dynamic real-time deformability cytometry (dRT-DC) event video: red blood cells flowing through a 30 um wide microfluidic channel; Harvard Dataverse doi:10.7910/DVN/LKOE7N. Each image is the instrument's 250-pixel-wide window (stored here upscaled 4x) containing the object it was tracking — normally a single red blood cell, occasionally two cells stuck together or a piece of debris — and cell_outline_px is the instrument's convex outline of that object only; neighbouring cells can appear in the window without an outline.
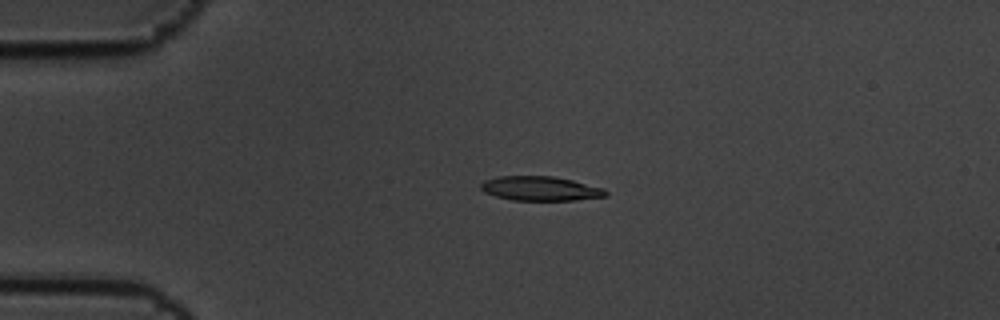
{"species": "common noctule bat (a hibernating species)", "species_latin": "Nyctalus noctula", "temperature_condition": "cold", "stored_images_in_passage": 5, "camera_frame_rate_fps": 3000, "um_per_image_px": 0.085, "animal": {"sex": "male", "body_mass_g": 19.5, "forearm_length_mm": 54.6}, "frame": {"image": 1, "passage_image": 4, "time_ms": 1.0, "image_size_px": [1000, 320], "cell_outline_px": [[608, 196], [576, 200], [512, 200], [496, 196], [484, 192], [480, 188], [480, 184], [484, 180], [496, 176], [552, 176], [572, 180], [604, 188], [608, 192]], "centroid_in_image_um": [45.93, 16.02], "position_along_channel_um": 39.1, "area_um2": 17.8}}